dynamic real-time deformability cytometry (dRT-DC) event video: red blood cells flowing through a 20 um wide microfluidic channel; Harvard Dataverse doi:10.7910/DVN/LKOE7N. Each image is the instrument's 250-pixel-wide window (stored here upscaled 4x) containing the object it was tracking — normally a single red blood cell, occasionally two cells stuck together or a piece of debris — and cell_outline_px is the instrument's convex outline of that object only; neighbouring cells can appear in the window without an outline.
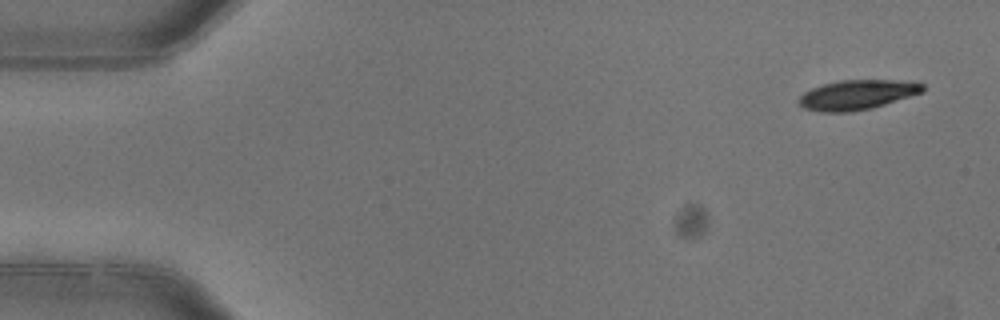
{"species": "common noctule bat (a hibernating species)", "species_latin": "Nyctalus noctula", "temperature_condition": "warm", "stored_images_in_passage": 5, "camera_frame_rate_fps": 3000, "um_per_image_px": 0.085, "animal": {"sex": "female"}, "frame": {"image": 1, "passage_image": 1, "time_ms": 0.0, "image_size_px": [1000, 320], "cell_outline_px": [[924, 92], [872, 108], [848, 112], [820, 112], [804, 108], [796, 100], [804, 92], [812, 88], [824, 84], [840, 80], [912, 80], [924, 84]], "centroid_in_image_um": [72.89, 8.05], "position_along_channel_um": 12.1, "area_um2": 21.62}}
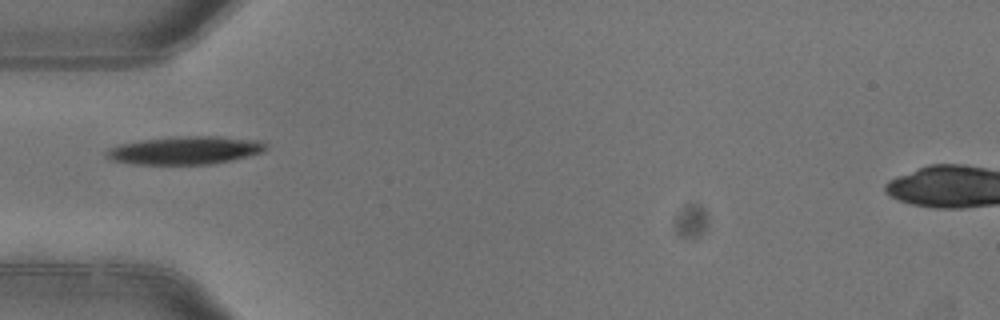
{"frame": {"image": 2, "passage_image": 5, "time_ms": 1.333, "image_size_px": [1000, 320], "cell_outline_px": [[268, 148], [264, 152], [212, 164], [132, 164], [112, 160], [104, 156], [104, 152], [108, 148], [120, 144], [144, 140], [176, 136], [220, 136], [260, 140], [268, 144]], "centroid_in_image_um": [15.75, 12.77], "position_along_channel_um": 69.2, "area_um2": 26.18}}